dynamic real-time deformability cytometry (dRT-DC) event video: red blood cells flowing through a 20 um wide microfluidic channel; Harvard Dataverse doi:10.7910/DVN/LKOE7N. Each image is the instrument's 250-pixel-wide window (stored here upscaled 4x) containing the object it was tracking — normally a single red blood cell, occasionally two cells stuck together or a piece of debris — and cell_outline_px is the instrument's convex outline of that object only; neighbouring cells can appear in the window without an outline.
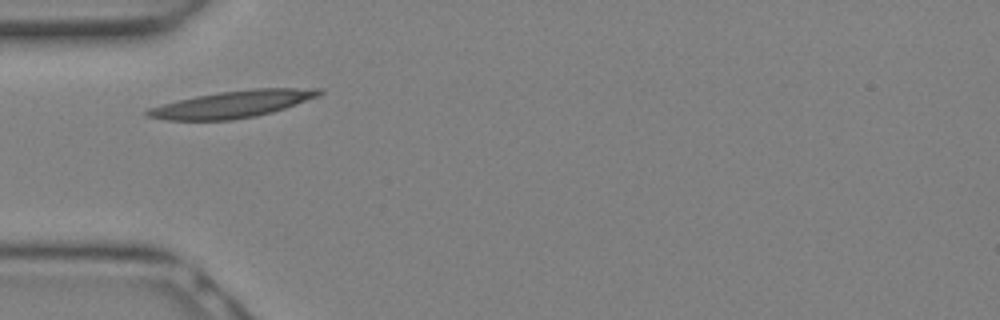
{"species": "Egyptian fruit bat (a non-hibernating species)", "species_latin": "Rousettus aegyptiacus", "temperature_condition": "warm", "stored_images_in_passage": 11, "camera_frame_rate_fps": 3000, "um_per_image_px": 0.085, "animal": {"sex": "female"}, "frame": {"image": 1, "passage_image": 1, "time_ms": 0.0, "image_size_px": [1000, 320], "cell_outline_px": [[324, 92], [316, 96], [284, 108], [272, 112], [256, 116], [232, 120], [164, 120], [148, 116], [144, 112], [148, 108], [196, 96], [220, 92], [252, 88], [324, 88]], "centroid_in_image_um": [19.77, 8.85], "position_along_channel_um": 65.2, "area_um2": 26.65}}
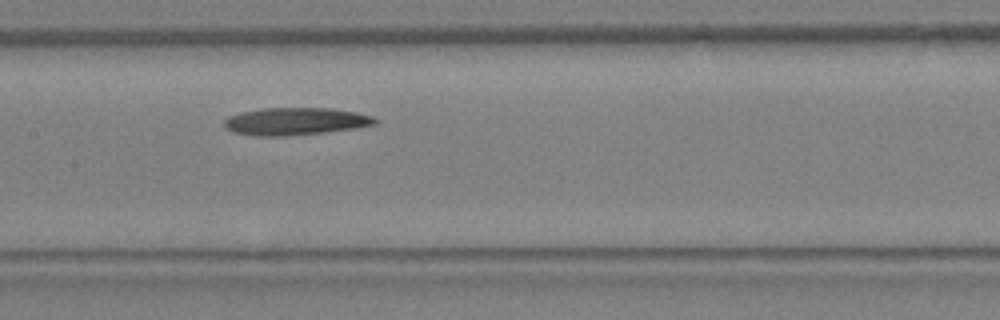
{"frame": {"image": 2, "passage_image": 6, "time_ms": 1.667, "image_size_px": [1000, 320], "cell_outline_px": [[376, 124], [352, 128], [324, 132], [284, 136], [252, 136], [236, 132], [224, 128], [224, 120], [228, 116], [240, 112], [260, 108], [328, 108], [356, 112], [372, 116], [376, 120]], "centroid_in_image_um": [25.04, 10.31], "position_along_channel_um": 182.4, "area_um2": 23.99}}
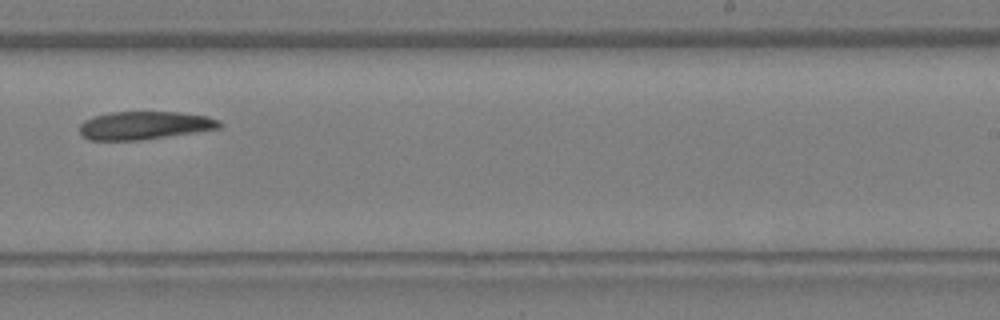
{"frame": {"image": 3, "passage_image": 10, "time_ms": 3.0, "image_size_px": [1000, 320], "cell_outline_px": [[220, 128], [140, 140], [88, 140], [80, 132], [80, 124], [84, 120], [108, 112], [180, 112], [208, 116], [220, 120]], "centroid_in_image_um": [12.27, 10.65], "position_along_channel_um": 276.7, "area_um2": 22.72}}